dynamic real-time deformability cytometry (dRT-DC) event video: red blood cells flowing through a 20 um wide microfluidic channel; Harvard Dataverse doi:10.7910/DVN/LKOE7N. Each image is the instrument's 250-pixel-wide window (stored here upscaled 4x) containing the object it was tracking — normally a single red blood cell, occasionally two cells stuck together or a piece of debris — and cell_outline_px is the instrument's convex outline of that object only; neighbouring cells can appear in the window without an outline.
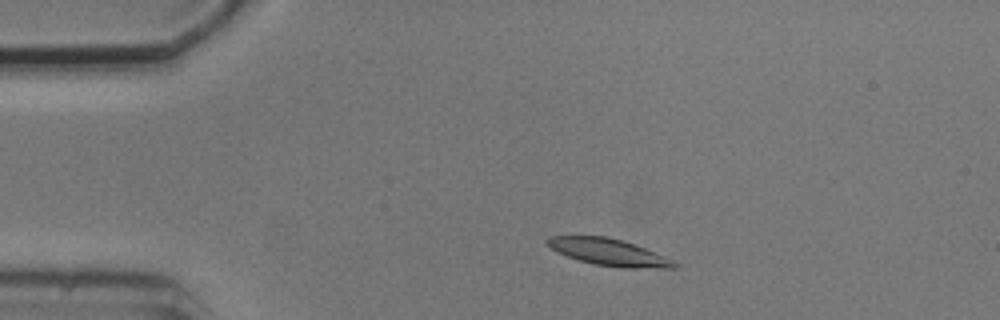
{"species": "common noctule bat (a hibernating species)", "species_latin": "Nyctalus noctula", "temperature_condition": "cold", "stored_images_in_passage": 2, "camera_frame_rate_fps": 3000, "um_per_image_px": 0.085, "animal": {"sex": "male", "body_mass_g": 20.5, "forearm_length_mm": 52.5}, "frame": {"image": 1, "passage_image": 1, "time_ms": 0.0, "image_size_px": [1000, 320], "cell_outline_px": [[680, 268], [624, 268], [592, 264], [568, 256], [552, 248], [544, 240], [548, 236], [608, 236], [644, 248], [672, 260], [680, 264]], "centroid_in_image_um": [51.76, 21.44], "position_along_channel_um": 33.2, "area_um2": 19.59}}